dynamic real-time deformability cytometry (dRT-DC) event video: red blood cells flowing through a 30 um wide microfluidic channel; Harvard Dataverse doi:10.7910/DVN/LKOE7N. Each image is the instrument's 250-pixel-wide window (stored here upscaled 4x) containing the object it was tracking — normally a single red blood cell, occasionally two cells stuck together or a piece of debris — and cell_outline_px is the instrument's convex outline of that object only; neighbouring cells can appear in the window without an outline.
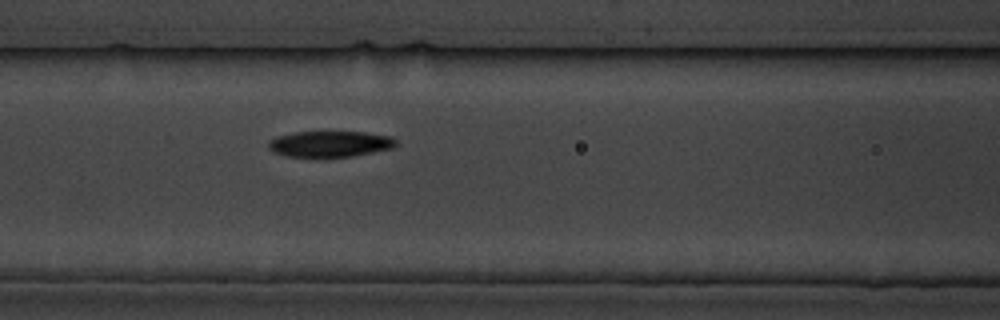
{"species": "common noctule bat (a hibernating species)", "species_latin": "Nyctalus noctula", "temperature_condition": "cold", "stored_images_in_passage": 4, "camera_frame_rate_fps": 3000, "um_per_image_px": 0.085, "animal": {"sex": "male", "body_mass_g": 19.5, "forearm_length_mm": 54.6}, "frame": {"image": 1, "passage_image": 3, "time_ms": 2.333, "image_size_px": [1000, 320], "cell_outline_px": [[396, 144], [392, 148], [352, 156], [316, 160], [284, 156], [268, 148], [268, 140], [280, 136], [296, 132], [364, 132], [392, 136], [396, 140]], "centroid_in_image_um": [28.01, 12.28], "position_along_channel_um": 138.6, "area_um2": 19.94}}